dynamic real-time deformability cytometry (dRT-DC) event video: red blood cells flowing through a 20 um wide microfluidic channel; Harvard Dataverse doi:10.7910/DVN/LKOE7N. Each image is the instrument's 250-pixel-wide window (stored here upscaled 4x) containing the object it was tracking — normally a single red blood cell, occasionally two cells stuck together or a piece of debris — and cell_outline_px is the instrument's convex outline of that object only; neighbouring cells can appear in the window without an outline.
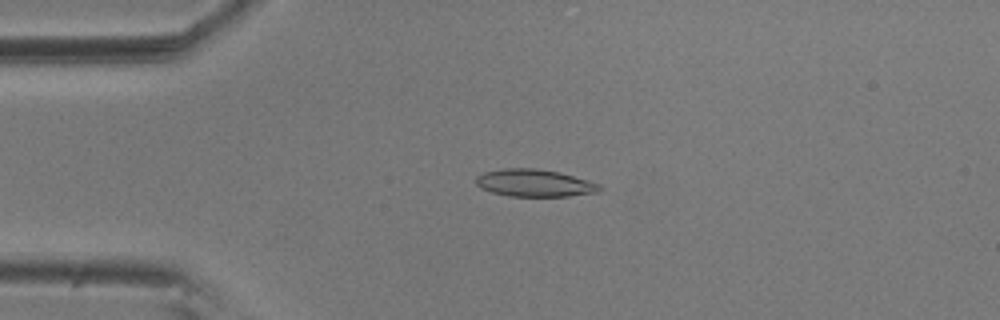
{"species": "common noctule bat (a hibernating species)", "species_latin": "Nyctalus noctula", "temperature_condition": "room temperature", "stored_images_in_passage": 46, "camera_frame_rate_fps": 3000, "um_per_image_px": 0.085, "animal": {"sex": "male", "body_mass_g": 20.5, "forearm_length_mm": 52.5}, "frame": {"image": 1, "passage_image": 3, "time_ms": 0.667, "image_size_px": [1000, 320], "cell_outline_px": [[604, 188], [600, 192], [568, 196], [508, 196], [492, 192], [480, 188], [476, 184], [476, 176], [484, 172], [504, 168], [536, 168], [560, 172], [588, 180], [600, 184]], "centroid_in_image_um": [45.46, 15.55], "position_along_channel_um": 39.5, "area_um2": 19.88}}
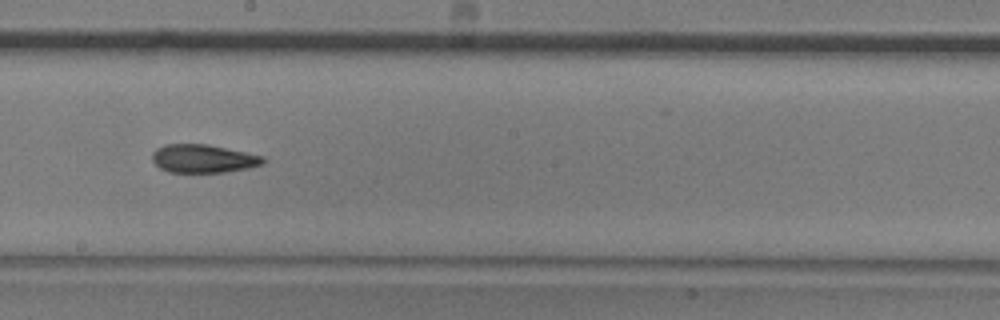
{"frame": {"image": 2, "passage_image": 21, "time_ms": 6.667, "image_size_px": [1000, 320], "cell_outline_px": [[264, 164], [248, 168], [224, 172], [168, 172], [160, 168], [152, 160], [152, 152], [156, 148], [164, 144], [208, 144], [264, 156]], "centroid_in_image_um": [17.26, 13.48], "position_along_channel_um": 230.9, "area_um2": 18.32}}
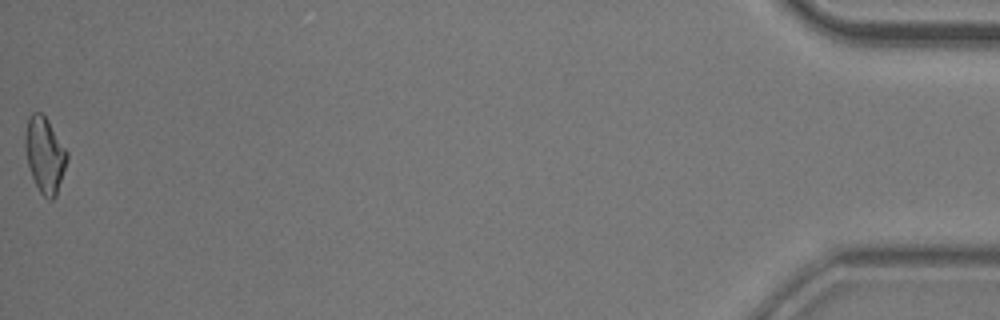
{"frame": {"image": 3, "passage_image": 46, "time_ms": 15.0, "image_size_px": [1000, 320], "cell_outline_px": [[68, 156], [56, 196], [52, 200], [48, 200], [40, 192], [32, 176], [28, 164], [24, 148], [24, 136], [28, 116], [32, 112], [40, 112], [48, 120], [68, 152]], "centroid_in_image_um": [3.79, 13.14], "position_along_channel_um": 431.4, "area_um2": 18.38}, "authors_computed_cell_mechanics": {"area_um2": 18.5827, "velocity_mm_per_s": 3.6077, "shape_relaxation_time_tau1_ms": 7.3432, "shape_relaxation_time_tau2_ms": 5.2815, "deformation_change_tau1": 0.1832, "deformation_change_tau2": 0.1399}}